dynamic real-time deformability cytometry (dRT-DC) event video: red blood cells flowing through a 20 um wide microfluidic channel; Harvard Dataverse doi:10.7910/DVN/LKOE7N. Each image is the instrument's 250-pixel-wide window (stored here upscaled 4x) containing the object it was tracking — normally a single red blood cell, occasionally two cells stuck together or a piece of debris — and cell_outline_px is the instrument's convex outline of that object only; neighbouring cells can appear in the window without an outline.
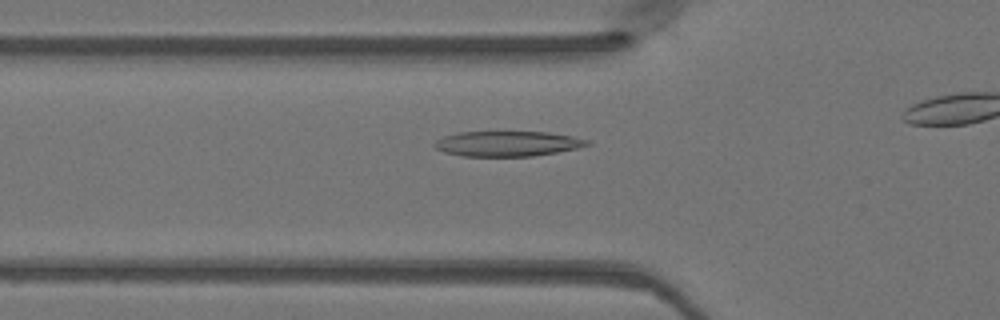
{"species": "Egyptian fruit bat (a non-hibernating species)", "species_latin": "Rousettus aegyptiacus", "temperature_condition": "warm", "stored_images_in_passage": 18, "camera_frame_rate_fps": 3000, "um_per_image_px": 0.085, "animal": {"sex": "female"}, "frame": {"image": 1, "passage_image": 13, "time_ms": 4.0, "image_size_px": [1000, 320], "cell_outline_px": [[592, 144], [576, 148], [556, 152], [532, 156], [464, 156], [444, 152], [436, 148], [432, 144], [436, 140], [444, 136], [460, 132], [548, 132], [572, 136], [588, 140]], "centroid_in_image_um": [43.12, 12.21], "position_along_channel_um": 82.7, "area_um2": 22.25}}
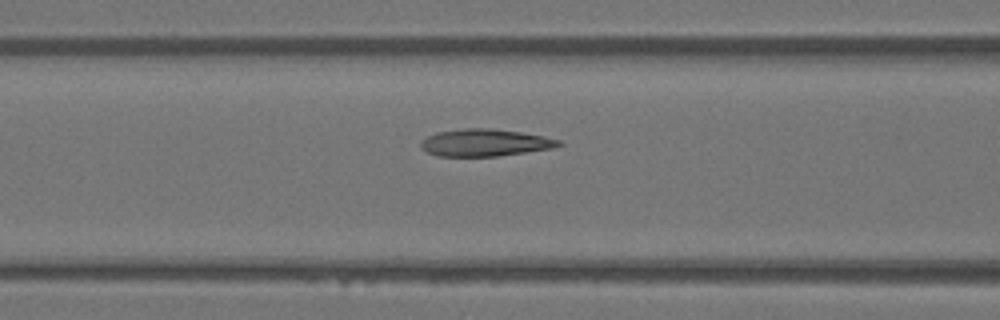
{"frame": {"image": 2, "passage_image": 16, "time_ms": 5.0, "image_size_px": [1000, 320], "cell_outline_px": [[564, 144], [552, 148], [496, 156], [436, 156], [420, 148], [420, 140], [436, 132], [464, 128], [492, 128], [520, 132], [544, 136], [560, 140]], "centroid_in_image_um": [41.18, 12.12], "position_along_channel_um": 125.4, "area_um2": 21.85}}